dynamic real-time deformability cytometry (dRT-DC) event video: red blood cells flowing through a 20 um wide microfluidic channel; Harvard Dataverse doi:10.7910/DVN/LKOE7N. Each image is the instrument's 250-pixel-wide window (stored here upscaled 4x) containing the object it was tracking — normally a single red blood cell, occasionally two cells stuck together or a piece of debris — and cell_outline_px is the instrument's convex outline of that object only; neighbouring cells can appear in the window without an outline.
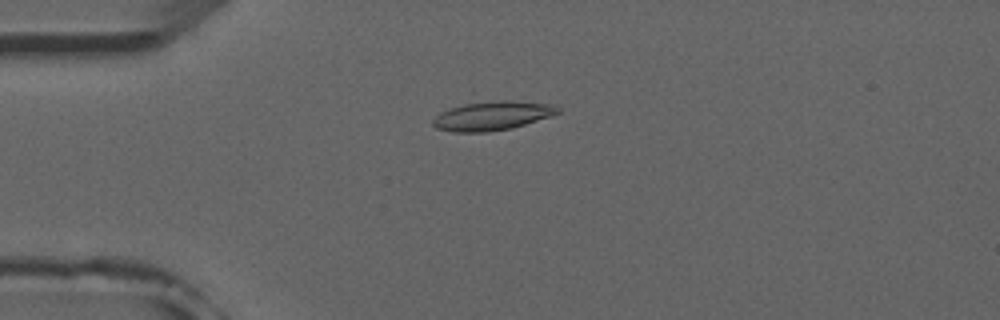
{"species": "common noctule bat (a hibernating species)", "species_latin": "Nyctalus noctula", "temperature_condition": "room temperature", "stored_images_in_passage": 50, "camera_frame_rate_fps": 3000, "um_per_image_px": 0.085, "animal": {"sex": "male", "forearm_length_mm": 52.5}, "frame": {"image": 1, "passage_image": 11, "time_ms": 3.333, "image_size_px": [1000, 320], "cell_outline_px": [[560, 112], [552, 116], [512, 128], [488, 132], [452, 132], [436, 128], [432, 124], [432, 120], [440, 112], [464, 104], [500, 100], [512, 100], [556, 104], [560, 108]], "centroid_in_image_um": [41.89, 9.84], "position_along_channel_um": 43.1, "area_um2": 21.27}}
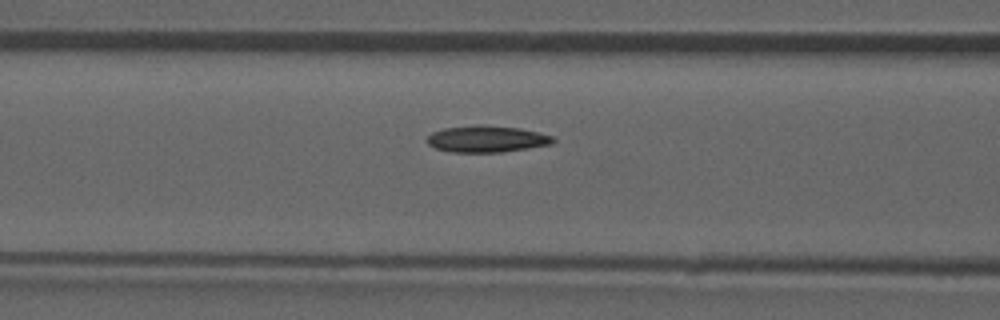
{"frame": {"image": 2, "passage_image": 19, "time_ms": 6.0, "image_size_px": [1000, 320], "cell_outline_px": [[556, 140], [552, 144], [504, 152], [448, 152], [436, 148], [428, 144], [424, 140], [432, 132], [444, 128], [480, 124], [520, 128], [552, 136]], "centroid_in_image_um": [41.34, 11.81], "position_along_channel_um": 125.3, "area_um2": 19.65}}
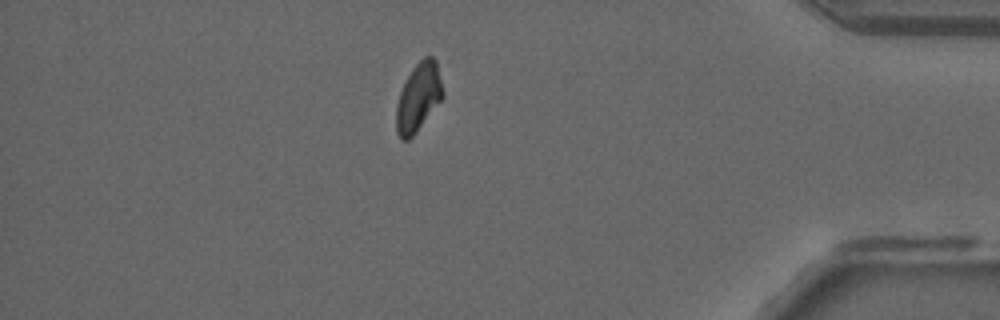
{"frame": {"image": 3, "passage_image": 43, "time_ms": 14.0, "image_size_px": [1000, 320], "cell_outline_px": [[444, 96], [416, 132], [408, 140], [400, 140], [396, 132], [396, 104], [400, 92], [412, 68], [424, 56], [432, 56], [436, 60], [444, 92]], "centroid_in_image_um": [35.56, 8.27], "position_along_channel_um": 399.6, "area_um2": 18.5}, "authors_computed_cell_mechanics": {"area_um2": 19.1318, "velocity_mm_per_s": 3.925, "shape_relaxation_time_tau1_ms": null, "shape_relaxation_time_tau2_ms": 8.9272, "deformation_change_tau1": null, "deformation_change_tau2": 0.1467}}